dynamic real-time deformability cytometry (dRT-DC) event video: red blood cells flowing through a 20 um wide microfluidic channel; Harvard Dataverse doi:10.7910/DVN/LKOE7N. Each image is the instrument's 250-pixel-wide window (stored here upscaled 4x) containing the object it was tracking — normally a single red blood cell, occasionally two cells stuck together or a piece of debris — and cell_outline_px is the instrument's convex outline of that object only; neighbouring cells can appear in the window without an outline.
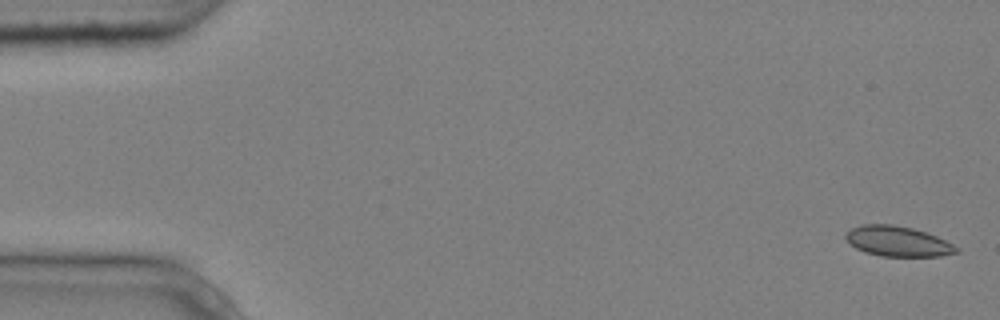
{"species": "common noctule bat (a hibernating species)", "species_latin": "Nyctalus noctula", "temperature_condition": "cold", "stored_images_in_passage": 5, "camera_frame_rate_fps": 3000, "um_per_image_px": 0.085, "animal": {"sex": "male", "body_mass_g": 20.4}, "frame": {"image": 1, "passage_image": 1, "time_ms": 0.0, "image_size_px": [1000, 320], "cell_outline_px": [[960, 252], [940, 256], [880, 256], [864, 252], [856, 248], [844, 236], [852, 228], [860, 224], [892, 224], [912, 228], [936, 236], [960, 248]], "centroid_in_image_um": [76.32, 20.51], "position_along_channel_um": 8.7, "area_um2": 19.36}}
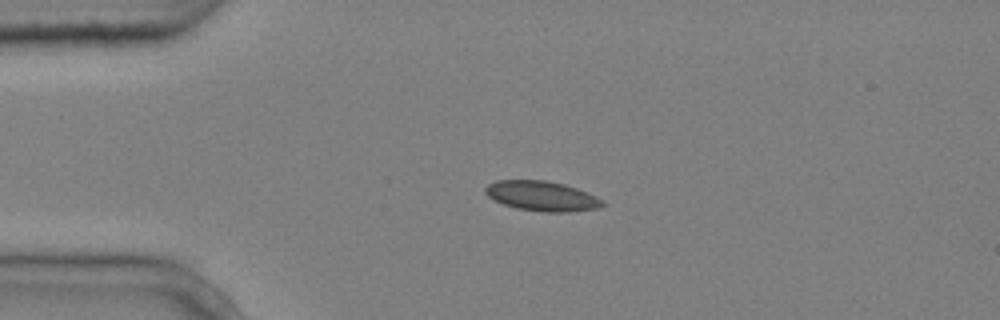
{"frame": {"image": 2, "passage_image": 4, "time_ms": 1.0, "image_size_px": [1000, 320], "cell_outline_px": [[608, 204], [596, 208], [568, 212], [544, 212], [516, 208], [504, 204], [488, 196], [484, 192], [484, 188], [488, 184], [496, 180], [544, 180], [564, 184], [588, 192], [604, 200]], "centroid_in_image_um": [46.08, 16.66], "position_along_channel_um": 38.9, "area_um2": 20.46}}